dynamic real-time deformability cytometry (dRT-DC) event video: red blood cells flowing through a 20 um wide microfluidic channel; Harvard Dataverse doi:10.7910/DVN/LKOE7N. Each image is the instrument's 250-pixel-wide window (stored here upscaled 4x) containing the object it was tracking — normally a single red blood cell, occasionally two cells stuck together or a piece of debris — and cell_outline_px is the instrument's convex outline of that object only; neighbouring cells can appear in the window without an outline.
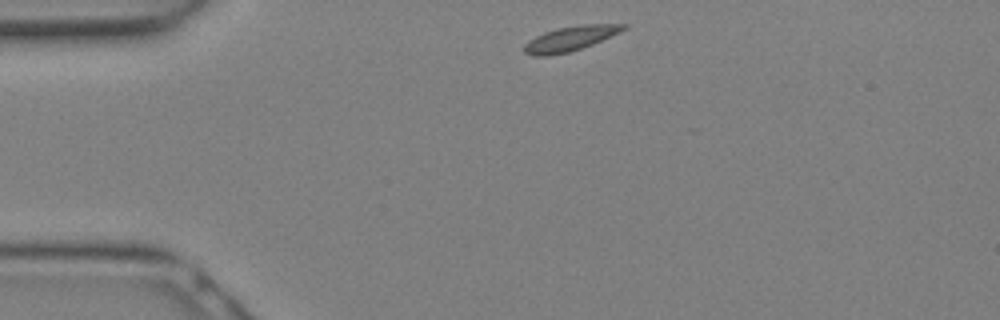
{"species": "Egyptian fruit bat (a non-hibernating species)", "species_latin": "Rousettus aegyptiacus", "temperature_condition": "warm", "stored_images_in_passage": 14, "camera_frame_rate_fps": 3000, "um_per_image_px": 0.085, "animal": {"sex": "female"}, "frame": {"image": 1, "passage_image": 1, "time_ms": 0.0, "image_size_px": [1000, 320], "cell_outline_px": [[628, 28], [620, 32], [592, 44], [568, 52], [548, 56], [532, 56], [524, 52], [524, 44], [528, 40], [544, 32], [556, 28], [584, 24], [628, 24]], "centroid_in_image_um": [48.46, 3.27], "position_along_channel_um": 36.5, "area_um2": 14.28}}
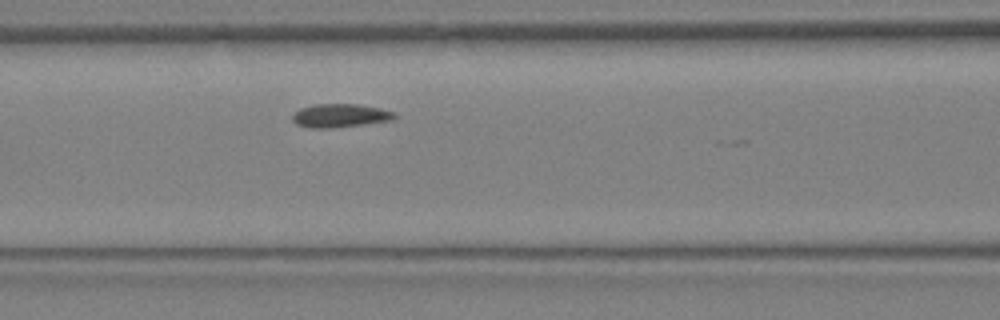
{"frame": {"image": 2, "passage_image": 7, "time_ms": 2.0, "image_size_px": [1000, 320], "cell_outline_px": [[396, 116], [392, 120], [364, 124], [332, 128], [308, 128], [296, 124], [292, 120], [292, 116], [300, 108], [312, 104], [360, 104], [380, 108], [396, 112]], "centroid_in_image_um": [28.9, 9.82], "position_along_channel_um": 137.7, "area_um2": 14.1}}
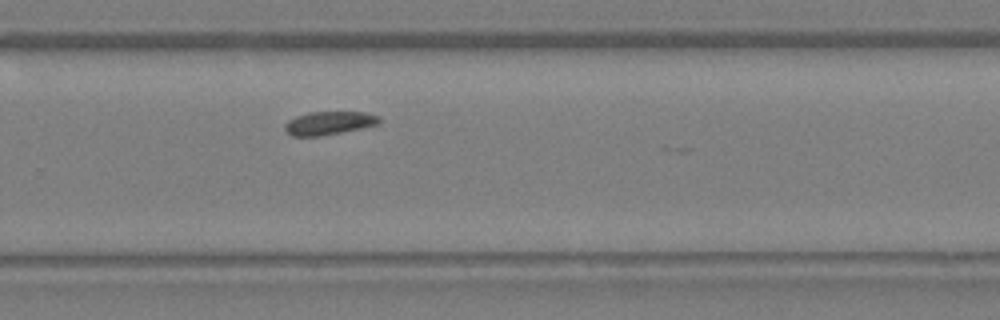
{"frame": {"image": 3, "passage_image": 14, "time_ms": 4.333, "image_size_px": [1000, 320], "cell_outline_px": [[380, 124], [320, 136], [292, 136], [284, 128], [284, 124], [288, 120], [296, 116], [308, 112], [368, 112], [380, 116]], "centroid_in_image_um": [27.97, 10.45], "position_along_channel_um": 301.8, "area_um2": 12.83}}